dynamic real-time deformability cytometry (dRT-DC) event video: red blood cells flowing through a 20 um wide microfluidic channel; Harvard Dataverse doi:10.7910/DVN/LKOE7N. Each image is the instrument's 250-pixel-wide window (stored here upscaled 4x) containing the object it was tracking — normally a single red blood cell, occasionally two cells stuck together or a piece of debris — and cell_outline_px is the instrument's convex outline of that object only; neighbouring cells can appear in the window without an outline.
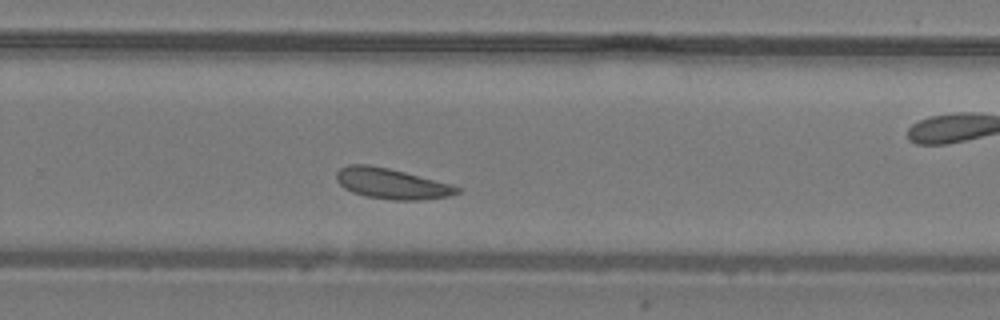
{"species": "common noctule bat (a hibernating species)", "species_latin": "Nyctalus noctula", "temperature_condition": "warm", "stored_images_in_passage": 28, "camera_frame_rate_fps": 3000, "um_per_image_px": 0.085, "animal": {"sex": "male", "body_mass_g": 19.2, "forearm_length_mm": 51.8}, "frame": {"image": 1, "passage_image": 16, "time_ms": 5.0, "image_size_px": [1000, 320], "cell_outline_px": [[460, 192], [448, 196], [424, 200], [392, 200], [364, 196], [352, 192], [344, 188], [336, 180], [336, 172], [340, 168], [348, 164], [368, 164], [388, 168], [452, 184], [460, 188]], "centroid_in_image_um": [33.26, 15.61], "position_along_channel_um": 296.5, "area_um2": 21.56}}
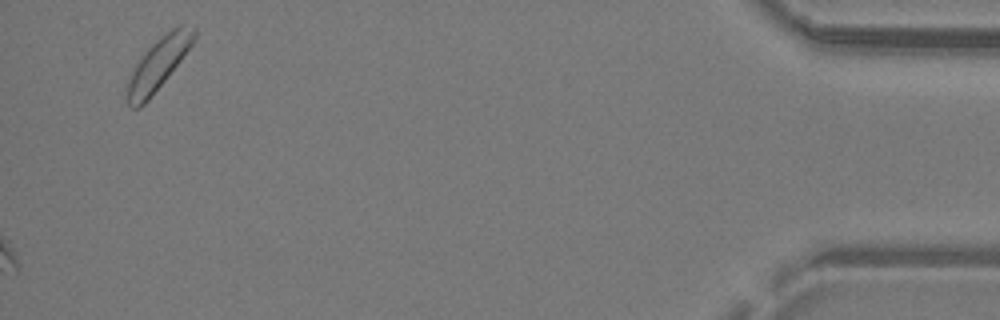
{"frame": {"image": 2, "passage_image": 28, "time_ms": 9.0, "image_size_px": [1000, 320], "cell_outline_px": [[196, 36], [192, 44], [180, 60], [148, 100], [144, 104], [136, 108], [132, 108], [128, 104], [124, 84], [132, 68], [144, 52], [156, 40], [172, 28], [180, 24], [196, 24]], "centroid_in_image_um": [13.42, 5.4], "position_along_channel_um": 421.8, "area_um2": 20.35}}